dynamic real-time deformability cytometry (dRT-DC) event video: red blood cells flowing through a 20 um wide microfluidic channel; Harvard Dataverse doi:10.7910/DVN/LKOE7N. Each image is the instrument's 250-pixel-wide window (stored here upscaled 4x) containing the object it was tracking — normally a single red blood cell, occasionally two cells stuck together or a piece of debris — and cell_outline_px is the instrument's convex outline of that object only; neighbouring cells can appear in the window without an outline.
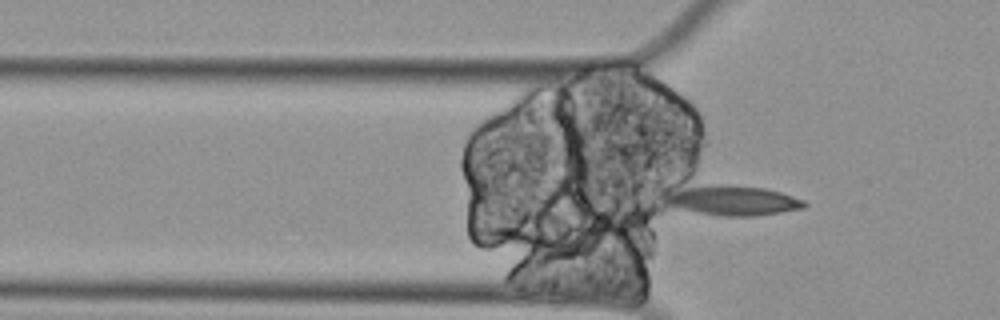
{"species": "Egyptian fruit bat (a non-hibernating species)", "species_latin": "Rousettus aegyptiacus", "temperature_condition": "cold", "stored_images_in_passage": 2, "camera_frame_rate_fps": 3000, "um_per_image_px": 0.085, "animal": {"sex": "female"}, "frame": {"image": 1, "passage_image": 2, "time_ms": 0.333, "image_size_px": [1000, 320], "cell_outline_px": [[808, 204], [804, 208], [756, 216], [720, 216], [680, 208], [664, 204], [664, 200], [668, 196], [676, 192], [688, 188], [716, 184], [764, 188], [780, 192], [804, 200]], "centroid_in_image_um": [62.38, 17.06], "position_along_channel_um": 63.4, "area_um2": 23.41}}